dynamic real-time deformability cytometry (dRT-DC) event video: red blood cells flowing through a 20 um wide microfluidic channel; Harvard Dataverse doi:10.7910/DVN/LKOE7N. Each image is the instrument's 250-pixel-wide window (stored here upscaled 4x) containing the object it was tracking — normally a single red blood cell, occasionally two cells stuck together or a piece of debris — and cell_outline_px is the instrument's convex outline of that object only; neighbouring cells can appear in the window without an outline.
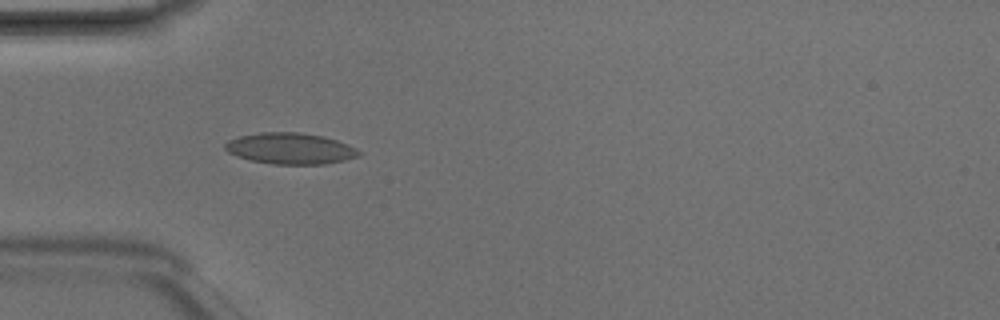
{"species": "Egyptian fruit bat (a non-hibernating species)", "species_latin": "Rousettus aegyptiacus", "temperature_condition": "room temperature", "stored_images_in_passage": 4, "camera_frame_rate_fps": 3000, "um_per_image_px": 0.085, "animal": {"sex": "male"}, "frame": {"image": 1, "passage_image": 4, "time_ms": 1.0, "image_size_px": [1000, 320], "cell_outline_px": [[360, 156], [344, 160], [324, 164], [272, 164], [252, 160], [236, 156], [228, 152], [224, 148], [224, 144], [228, 140], [240, 136], [260, 132], [300, 132], [324, 136], [348, 144], [356, 148], [360, 152]], "centroid_in_image_um": [24.67, 12.61], "position_along_channel_um": 60.3, "area_um2": 24.33}}